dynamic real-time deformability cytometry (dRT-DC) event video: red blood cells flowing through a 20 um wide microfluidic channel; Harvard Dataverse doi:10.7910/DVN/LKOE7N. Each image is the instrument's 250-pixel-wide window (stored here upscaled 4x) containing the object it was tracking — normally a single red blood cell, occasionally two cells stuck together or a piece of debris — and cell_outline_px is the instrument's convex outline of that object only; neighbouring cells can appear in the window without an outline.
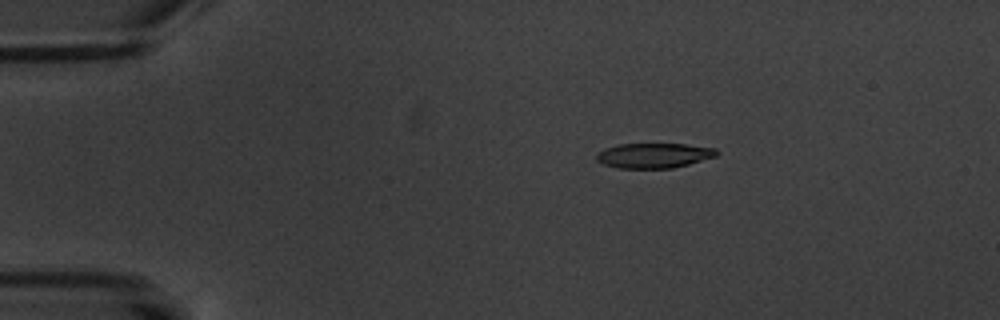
{"species": "common noctule bat (a hibernating species)", "species_latin": "Nyctalus noctula", "temperature_condition": "warm", "stored_images_in_passage": 4, "camera_frame_rate_fps": 3000, "um_per_image_px": 0.085, "animal": {"sex": "male", "body_mass_g": 20.1, "forearm_length_mm": 53.5}, "frame": {"image": 1, "passage_image": 2, "time_ms": 1.0, "image_size_px": [1000, 320], "cell_outline_px": [[720, 152], [716, 156], [688, 164], [672, 168], [620, 168], [604, 164], [596, 160], [596, 152], [604, 148], [620, 144], [684, 144], [716, 148]], "centroid_in_image_um": [55.57, 13.21], "position_along_channel_um": 29.4, "area_um2": 17.46}}